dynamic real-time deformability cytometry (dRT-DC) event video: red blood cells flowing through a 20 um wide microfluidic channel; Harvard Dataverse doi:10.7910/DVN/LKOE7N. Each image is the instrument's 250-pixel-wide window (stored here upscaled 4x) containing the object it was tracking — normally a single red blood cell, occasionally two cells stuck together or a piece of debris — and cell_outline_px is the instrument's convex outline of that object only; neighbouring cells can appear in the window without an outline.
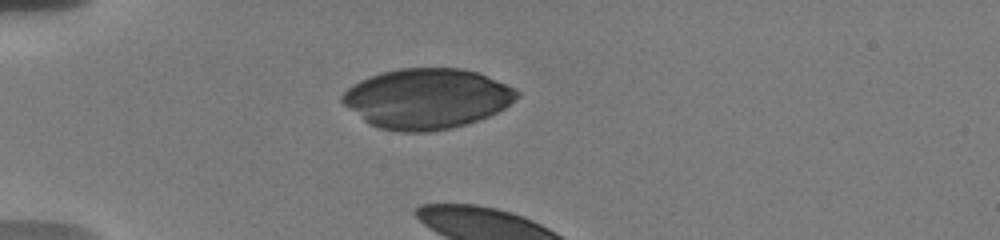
{"species": "human", "species_latin": "Homo sapiens", "temperature_condition": "warm", "stored_images_in_passage": 5, "camera_frame_rate_fps": 3000, "um_per_image_px": 0.085, "donor": {"sex": "male"}, "frame": {"image": 1, "passage_image": 1, "time_ms": 0.0, "image_size_px": [1000, 240], "cell_outline_px": [[520, 96], [504, 108], [488, 116], [464, 124], [448, 128], [424, 132], [400, 132], [380, 128], [364, 120], [344, 104], [340, 100], [340, 96], [352, 84], [360, 80], [384, 72], [400, 68], [464, 68], [480, 72], [516, 88], [520, 92]], "centroid_in_image_um": [36.31, 8.36], "position_along_channel_um": 48.7, "area_um2": 61.04}}